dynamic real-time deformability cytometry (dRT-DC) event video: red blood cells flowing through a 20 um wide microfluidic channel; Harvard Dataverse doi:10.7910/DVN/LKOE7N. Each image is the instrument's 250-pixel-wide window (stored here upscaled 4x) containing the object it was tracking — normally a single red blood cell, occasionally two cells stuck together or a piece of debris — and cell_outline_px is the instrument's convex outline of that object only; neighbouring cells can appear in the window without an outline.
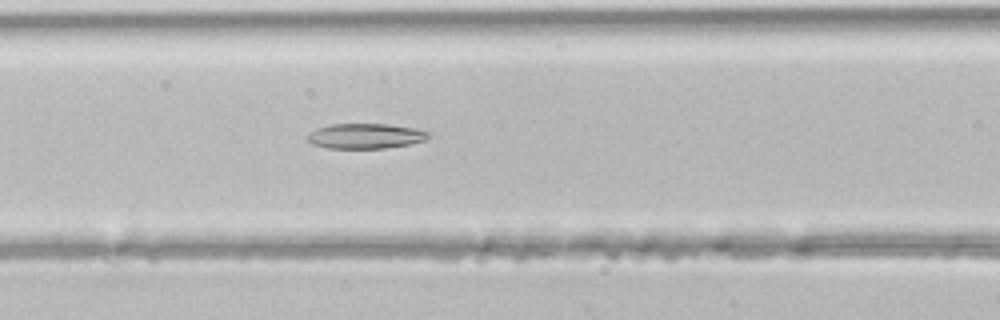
{"species": "common noctule bat (a hibernating species)", "species_latin": "Nyctalus noctula", "temperature_condition": "room temperature", "stored_images_in_passage": 42, "camera_frame_rate_fps": 3000, "um_per_image_px": 0.085, "animal": {"sex": "male", "body_mass_g": 21.5, "forearm_length_mm": 52.0}, "frame": {"image": 1, "passage_image": 15, "time_ms": 4.667, "image_size_px": [1000, 320], "cell_outline_px": [[428, 136], [424, 140], [412, 144], [388, 148], [328, 148], [312, 144], [304, 136], [308, 132], [316, 128], [328, 124], [388, 124], [416, 128], [428, 132]], "centroid_in_image_um": [31.01, 11.56], "position_along_channel_um": 135.6, "area_um2": 17.92}}
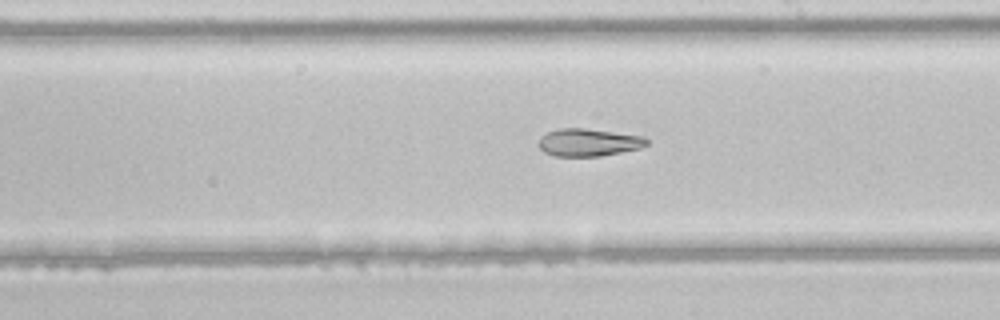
{"frame": {"image": 2, "passage_image": 22, "time_ms": 7.0, "image_size_px": [1000, 320], "cell_outline_px": [[648, 144], [640, 148], [600, 156], [556, 156], [544, 152], [536, 144], [540, 136], [548, 132], [560, 128], [584, 128], [644, 136], [648, 140]], "centroid_in_image_um": [49.99, 12.1], "position_along_channel_um": 239.0, "area_um2": 17.4}}
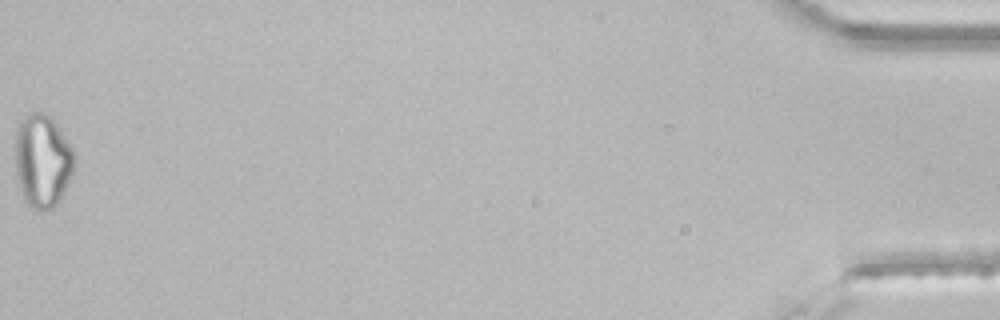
{"frame": {"image": 3, "passage_image": 42, "time_ms": 13.667, "image_size_px": [1000, 320], "cell_outline_px": [[76, 164], [72, 176], [56, 204], [48, 212], [44, 212], [28, 204], [24, 200], [20, 188], [16, 172], [16, 128], [20, 120], [28, 112], [40, 112], [48, 116], [56, 124], [72, 148], [76, 156]], "centroid_in_image_um": [3.62, 13.67], "position_along_channel_um": 431.6, "area_um2": 32.08}}